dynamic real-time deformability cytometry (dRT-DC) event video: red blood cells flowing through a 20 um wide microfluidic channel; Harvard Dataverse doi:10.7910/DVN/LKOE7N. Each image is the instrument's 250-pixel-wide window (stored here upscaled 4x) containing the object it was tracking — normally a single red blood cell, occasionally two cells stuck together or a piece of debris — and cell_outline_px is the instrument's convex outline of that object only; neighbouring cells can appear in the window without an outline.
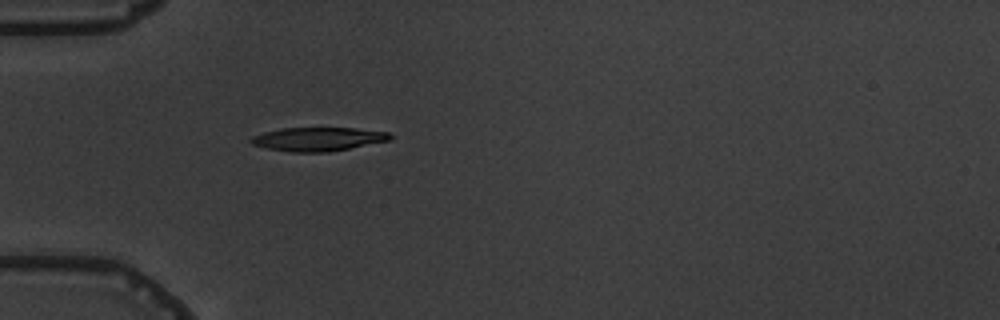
{"species": "common noctule bat (a hibernating species)", "species_latin": "Nyctalus noctula", "temperature_condition": "warm", "stored_images_in_passage": 1, "camera_frame_rate_fps": 3000, "um_per_image_px": 0.085, "animal": {"sex": "male", "body_mass_g": 19.5, "forearm_length_mm": 54.6}, "frame": {"image": 1, "passage_image": 1, "time_ms": 0.0, "image_size_px": [1000, 320], "cell_outline_px": [[392, 140], [328, 152], [292, 152], [268, 148], [252, 144], [248, 140], [252, 136], [264, 132], [280, 128], [356, 128], [388, 132], [392, 136]], "centroid_in_image_um": [27.04, 11.82], "position_along_channel_um": 58.0, "area_um2": 19.19}}